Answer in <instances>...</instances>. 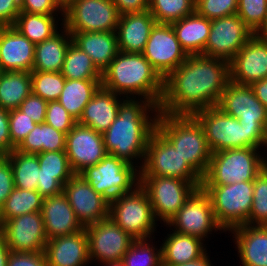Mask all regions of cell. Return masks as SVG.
Returning <instances> with one entry per match:
<instances>
[{"label": "cell", "instance_id": "1", "mask_svg": "<svg viewBox=\"0 0 267 266\" xmlns=\"http://www.w3.org/2000/svg\"><path fill=\"white\" fill-rule=\"evenodd\" d=\"M230 81L229 62L203 55H188L164 78L159 112L193 114L217 106Z\"/></svg>", "mask_w": 267, "mask_h": 266}, {"label": "cell", "instance_id": "2", "mask_svg": "<svg viewBox=\"0 0 267 266\" xmlns=\"http://www.w3.org/2000/svg\"><path fill=\"white\" fill-rule=\"evenodd\" d=\"M141 99L126 98L121 102L118 116L103 133V139L107 154L131 164L140 158L143 165L148 140L156 129L159 106L149 99ZM150 111L156 112L154 118Z\"/></svg>", "mask_w": 267, "mask_h": 266}, {"label": "cell", "instance_id": "3", "mask_svg": "<svg viewBox=\"0 0 267 266\" xmlns=\"http://www.w3.org/2000/svg\"><path fill=\"white\" fill-rule=\"evenodd\" d=\"M101 83L102 87L120 97L124 94L126 98H136L134 95H138L142 99L151 100L157 106L161 102L164 90V78L142 53L118 51L102 72Z\"/></svg>", "mask_w": 267, "mask_h": 266}, {"label": "cell", "instance_id": "4", "mask_svg": "<svg viewBox=\"0 0 267 266\" xmlns=\"http://www.w3.org/2000/svg\"><path fill=\"white\" fill-rule=\"evenodd\" d=\"M201 124L212 153L233 148H261L267 142V127H247L219 107L201 109L192 114Z\"/></svg>", "mask_w": 267, "mask_h": 266}, {"label": "cell", "instance_id": "5", "mask_svg": "<svg viewBox=\"0 0 267 266\" xmlns=\"http://www.w3.org/2000/svg\"><path fill=\"white\" fill-rule=\"evenodd\" d=\"M156 128L173 144L183 159L203 178L212 152L201 124L189 114L159 112Z\"/></svg>", "mask_w": 267, "mask_h": 266}, {"label": "cell", "instance_id": "6", "mask_svg": "<svg viewBox=\"0 0 267 266\" xmlns=\"http://www.w3.org/2000/svg\"><path fill=\"white\" fill-rule=\"evenodd\" d=\"M258 149L233 148L212 153L202 185H230L253 181L262 171V157Z\"/></svg>", "mask_w": 267, "mask_h": 266}, {"label": "cell", "instance_id": "7", "mask_svg": "<svg viewBox=\"0 0 267 266\" xmlns=\"http://www.w3.org/2000/svg\"><path fill=\"white\" fill-rule=\"evenodd\" d=\"M135 167L139 166L107 154L96 165L86 167L79 175L110 202L140 185V170Z\"/></svg>", "mask_w": 267, "mask_h": 266}, {"label": "cell", "instance_id": "8", "mask_svg": "<svg viewBox=\"0 0 267 266\" xmlns=\"http://www.w3.org/2000/svg\"><path fill=\"white\" fill-rule=\"evenodd\" d=\"M208 194L215 218L223 231L248 224L253 203V181L230 185H201Z\"/></svg>", "mask_w": 267, "mask_h": 266}, {"label": "cell", "instance_id": "9", "mask_svg": "<svg viewBox=\"0 0 267 266\" xmlns=\"http://www.w3.org/2000/svg\"><path fill=\"white\" fill-rule=\"evenodd\" d=\"M108 216L135 240L151 239L156 231L157 220L148 194L140 185L110 201Z\"/></svg>", "mask_w": 267, "mask_h": 266}, {"label": "cell", "instance_id": "10", "mask_svg": "<svg viewBox=\"0 0 267 266\" xmlns=\"http://www.w3.org/2000/svg\"><path fill=\"white\" fill-rule=\"evenodd\" d=\"M139 167L140 176L173 177L190 183H202V177L157 128L148 140L144 163Z\"/></svg>", "mask_w": 267, "mask_h": 266}, {"label": "cell", "instance_id": "11", "mask_svg": "<svg viewBox=\"0 0 267 266\" xmlns=\"http://www.w3.org/2000/svg\"><path fill=\"white\" fill-rule=\"evenodd\" d=\"M202 183L164 176H140V186L148 194L153 214L168 223L169 220L181 209L191 194L200 188Z\"/></svg>", "mask_w": 267, "mask_h": 266}, {"label": "cell", "instance_id": "12", "mask_svg": "<svg viewBox=\"0 0 267 266\" xmlns=\"http://www.w3.org/2000/svg\"><path fill=\"white\" fill-rule=\"evenodd\" d=\"M63 26L70 32L116 31L120 14L112 0H73L63 9Z\"/></svg>", "mask_w": 267, "mask_h": 266}, {"label": "cell", "instance_id": "13", "mask_svg": "<svg viewBox=\"0 0 267 266\" xmlns=\"http://www.w3.org/2000/svg\"><path fill=\"white\" fill-rule=\"evenodd\" d=\"M166 225L175 227V232L191 235L202 241L212 230H223L215 218L211 200L202 187L191 194Z\"/></svg>", "mask_w": 267, "mask_h": 266}, {"label": "cell", "instance_id": "14", "mask_svg": "<svg viewBox=\"0 0 267 266\" xmlns=\"http://www.w3.org/2000/svg\"><path fill=\"white\" fill-rule=\"evenodd\" d=\"M90 261H122L135 239L119 227L109 216L85 227Z\"/></svg>", "mask_w": 267, "mask_h": 266}, {"label": "cell", "instance_id": "15", "mask_svg": "<svg viewBox=\"0 0 267 266\" xmlns=\"http://www.w3.org/2000/svg\"><path fill=\"white\" fill-rule=\"evenodd\" d=\"M254 32L237 15L211 20V30L203 56L230 62Z\"/></svg>", "mask_w": 267, "mask_h": 266}, {"label": "cell", "instance_id": "16", "mask_svg": "<svg viewBox=\"0 0 267 266\" xmlns=\"http://www.w3.org/2000/svg\"><path fill=\"white\" fill-rule=\"evenodd\" d=\"M142 54L163 78L188 57L176 38L172 25L159 23L152 28Z\"/></svg>", "mask_w": 267, "mask_h": 266}, {"label": "cell", "instance_id": "17", "mask_svg": "<svg viewBox=\"0 0 267 266\" xmlns=\"http://www.w3.org/2000/svg\"><path fill=\"white\" fill-rule=\"evenodd\" d=\"M247 127H267V110L248 85L229 81L217 105Z\"/></svg>", "mask_w": 267, "mask_h": 266}, {"label": "cell", "instance_id": "18", "mask_svg": "<svg viewBox=\"0 0 267 266\" xmlns=\"http://www.w3.org/2000/svg\"><path fill=\"white\" fill-rule=\"evenodd\" d=\"M63 193L84 228L108 217L109 201L79 174L66 182Z\"/></svg>", "mask_w": 267, "mask_h": 266}, {"label": "cell", "instance_id": "19", "mask_svg": "<svg viewBox=\"0 0 267 266\" xmlns=\"http://www.w3.org/2000/svg\"><path fill=\"white\" fill-rule=\"evenodd\" d=\"M65 152L75 174L96 165L107 155L103 134L78 122L66 134Z\"/></svg>", "mask_w": 267, "mask_h": 266}, {"label": "cell", "instance_id": "20", "mask_svg": "<svg viewBox=\"0 0 267 266\" xmlns=\"http://www.w3.org/2000/svg\"><path fill=\"white\" fill-rule=\"evenodd\" d=\"M3 238L12 252H43L48 239L41 211L25 213L4 222Z\"/></svg>", "mask_w": 267, "mask_h": 266}, {"label": "cell", "instance_id": "21", "mask_svg": "<svg viewBox=\"0 0 267 266\" xmlns=\"http://www.w3.org/2000/svg\"><path fill=\"white\" fill-rule=\"evenodd\" d=\"M230 81L250 86L267 77V40L254 34L229 62Z\"/></svg>", "mask_w": 267, "mask_h": 266}, {"label": "cell", "instance_id": "22", "mask_svg": "<svg viewBox=\"0 0 267 266\" xmlns=\"http://www.w3.org/2000/svg\"><path fill=\"white\" fill-rule=\"evenodd\" d=\"M35 44L14 26H0V67L2 71L31 72Z\"/></svg>", "mask_w": 267, "mask_h": 266}, {"label": "cell", "instance_id": "23", "mask_svg": "<svg viewBox=\"0 0 267 266\" xmlns=\"http://www.w3.org/2000/svg\"><path fill=\"white\" fill-rule=\"evenodd\" d=\"M44 252L48 266H86L91 263L85 228L71 235L49 239Z\"/></svg>", "mask_w": 267, "mask_h": 266}, {"label": "cell", "instance_id": "24", "mask_svg": "<svg viewBox=\"0 0 267 266\" xmlns=\"http://www.w3.org/2000/svg\"><path fill=\"white\" fill-rule=\"evenodd\" d=\"M37 157L40 169L36 190L44 198L62 193L66 182L75 175L65 150L41 152Z\"/></svg>", "mask_w": 267, "mask_h": 266}, {"label": "cell", "instance_id": "25", "mask_svg": "<svg viewBox=\"0 0 267 266\" xmlns=\"http://www.w3.org/2000/svg\"><path fill=\"white\" fill-rule=\"evenodd\" d=\"M155 24L149 10L120 15L115 31L118 51L142 53Z\"/></svg>", "mask_w": 267, "mask_h": 266}, {"label": "cell", "instance_id": "26", "mask_svg": "<svg viewBox=\"0 0 267 266\" xmlns=\"http://www.w3.org/2000/svg\"><path fill=\"white\" fill-rule=\"evenodd\" d=\"M41 214L48 240L58 236L71 235L84 229L63 192L45 197Z\"/></svg>", "mask_w": 267, "mask_h": 266}, {"label": "cell", "instance_id": "27", "mask_svg": "<svg viewBox=\"0 0 267 266\" xmlns=\"http://www.w3.org/2000/svg\"><path fill=\"white\" fill-rule=\"evenodd\" d=\"M230 232L243 266H267V226L244 224Z\"/></svg>", "mask_w": 267, "mask_h": 266}, {"label": "cell", "instance_id": "28", "mask_svg": "<svg viewBox=\"0 0 267 266\" xmlns=\"http://www.w3.org/2000/svg\"><path fill=\"white\" fill-rule=\"evenodd\" d=\"M117 96L101 86L84 107L78 123L103 134L118 116L119 106L125 98L120 100Z\"/></svg>", "mask_w": 267, "mask_h": 266}, {"label": "cell", "instance_id": "29", "mask_svg": "<svg viewBox=\"0 0 267 266\" xmlns=\"http://www.w3.org/2000/svg\"><path fill=\"white\" fill-rule=\"evenodd\" d=\"M70 34L72 35V42L92 59L101 72L109 66L118 53L115 31L76 32Z\"/></svg>", "mask_w": 267, "mask_h": 266}, {"label": "cell", "instance_id": "30", "mask_svg": "<svg viewBox=\"0 0 267 266\" xmlns=\"http://www.w3.org/2000/svg\"><path fill=\"white\" fill-rule=\"evenodd\" d=\"M61 25V33L64 34H59L58 31L51 38L35 44L32 71L61 72L68 47L72 42V35L63 26V19Z\"/></svg>", "mask_w": 267, "mask_h": 266}, {"label": "cell", "instance_id": "31", "mask_svg": "<svg viewBox=\"0 0 267 266\" xmlns=\"http://www.w3.org/2000/svg\"><path fill=\"white\" fill-rule=\"evenodd\" d=\"M171 25L187 55H202L211 30L210 19L194 12Z\"/></svg>", "mask_w": 267, "mask_h": 266}, {"label": "cell", "instance_id": "32", "mask_svg": "<svg viewBox=\"0 0 267 266\" xmlns=\"http://www.w3.org/2000/svg\"><path fill=\"white\" fill-rule=\"evenodd\" d=\"M161 246L162 266H176L201 257L207 250L201 239L173 231Z\"/></svg>", "mask_w": 267, "mask_h": 266}, {"label": "cell", "instance_id": "33", "mask_svg": "<svg viewBox=\"0 0 267 266\" xmlns=\"http://www.w3.org/2000/svg\"><path fill=\"white\" fill-rule=\"evenodd\" d=\"M102 79H66L58 99L59 103L78 122L84 107L102 86Z\"/></svg>", "mask_w": 267, "mask_h": 266}, {"label": "cell", "instance_id": "34", "mask_svg": "<svg viewBox=\"0 0 267 266\" xmlns=\"http://www.w3.org/2000/svg\"><path fill=\"white\" fill-rule=\"evenodd\" d=\"M32 93L31 74L25 71H3L0 75V107L10 111Z\"/></svg>", "mask_w": 267, "mask_h": 266}, {"label": "cell", "instance_id": "35", "mask_svg": "<svg viewBox=\"0 0 267 266\" xmlns=\"http://www.w3.org/2000/svg\"><path fill=\"white\" fill-rule=\"evenodd\" d=\"M66 134L56 130L46 122L37 124L35 128L22 140L15 150L39 154L48 151L65 150Z\"/></svg>", "mask_w": 267, "mask_h": 266}, {"label": "cell", "instance_id": "36", "mask_svg": "<svg viewBox=\"0 0 267 266\" xmlns=\"http://www.w3.org/2000/svg\"><path fill=\"white\" fill-rule=\"evenodd\" d=\"M54 16L56 15L20 12L13 26L31 42L37 44L58 32V21H55L56 17Z\"/></svg>", "mask_w": 267, "mask_h": 266}, {"label": "cell", "instance_id": "37", "mask_svg": "<svg viewBox=\"0 0 267 266\" xmlns=\"http://www.w3.org/2000/svg\"><path fill=\"white\" fill-rule=\"evenodd\" d=\"M5 156L11 162L15 188L36 190L40 169L37 154L23 153L14 149Z\"/></svg>", "mask_w": 267, "mask_h": 266}, {"label": "cell", "instance_id": "38", "mask_svg": "<svg viewBox=\"0 0 267 266\" xmlns=\"http://www.w3.org/2000/svg\"><path fill=\"white\" fill-rule=\"evenodd\" d=\"M43 199L37 190L14 188L0 209V220L4 223L25 213L41 211Z\"/></svg>", "mask_w": 267, "mask_h": 266}, {"label": "cell", "instance_id": "39", "mask_svg": "<svg viewBox=\"0 0 267 266\" xmlns=\"http://www.w3.org/2000/svg\"><path fill=\"white\" fill-rule=\"evenodd\" d=\"M61 74L66 79H102V72L92 59L73 42L68 47Z\"/></svg>", "mask_w": 267, "mask_h": 266}, {"label": "cell", "instance_id": "40", "mask_svg": "<svg viewBox=\"0 0 267 266\" xmlns=\"http://www.w3.org/2000/svg\"><path fill=\"white\" fill-rule=\"evenodd\" d=\"M148 10L156 23L172 24L195 12V0H149Z\"/></svg>", "mask_w": 267, "mask_h": 266}, {"label": "cell", "instance_id": "41", "mask_svg": "<svg viewBox=\"0 0 267 266\" xmlns=\"http://www.w3.org/2000/svg\"><path fill=\"white\" fill-rule=\"evenodd\" d=\"M32 93L45 101H58L66 78L61 72L31 71Z\"/></svg>", "mask_w": 267, "mask_h": 266}, {"label": "cell", "instance_id": "42", "mask_svg": "<svg viewBox=\"0 0 267 266\" xmlns=\"http://www.w3.org/2000/svg\"><path fill=\"white\" fill-rule=\"evenodd\" d=\"M149 240L138 239L132 243L122 258L124 266H162L161 246L155 248Z\"/></svg>", "mask_w": 267, "mask_h": 266}, {"label": "cell", "instance_id": "43", "mask_svg": "<svg viewBox=\"0 0 267 266\" xmlns=\"http://www.w3.org/2000/svg\"><path fill=\"white\" fill-rule=\"evenodd\" d=\"M249 225L267 226V174L262 170L253 180V203Z\"/></svg>", "mask_w": 267, "mask_h": 266}, {"label": "cell", "instance_id": "44", "mask_svg": "<svg viewBox=\"0 0 267 266\" xmlns=\"http://www.w3.org/2000/svg\"><path fill=\"white\" fill-rule=\"evenodd\" d=\"M236 14L256 34L267 21V0H238Z\"/></svg>", "mask_w": 267, "mask_h": 266}, {"label": "cell", "instance_id": "45", "mask_svg": "<svg viewBox=\"0 0 267 266\" xmlns=\"http://www.w3.org/2000/svg\"><path fill=\"white\" fill-rule=\"evenodd\" d=\"M237 10L238 0H195V12L210 20L235 15Z\"/></svg>", "mask_w": 267, "mask_h": 266}, {"label": "cell", "instance_id": "46", "mask_svg": "<svg viewBox=\"0 0 267 266\" xmlns=\"http://www.w3.org/2000/svg\"><path fill=\"white\" fill-rule=\"evenodd\" d=\"M37 124L18 108L9 111L11 145L16 148Z\"/></svg>", "mask_w": 267, "mask_h": 266}, {"label": "cell", "instance_id": "47", "mask_svg": "<svg viewBox=\"0 0 267 266\" xmlns=\"http://www.w3.org/2000/svg\"><path fill=\"white\" fill-rule=\"evenodd\" d=\"M45 122L65 134H67L77 123L59 101L48 102Z\"/></svg>", "mask_w": 267, "mask_h": 266}, {"label": "cell", "instance_id": "48", "mask_svg": "<svg viewBox=\"0 0 267 266\" xmlns=\"http://www.w3.org/2000/svg\"><path fill=\"white\" fill-rule=\"evenodd\" d=\"M48 102L41 97L31 93L18 107L21 112H24L36 124L45 122V115Z\"/></svg>", "mask_w": 267, "mask_h": 266}, {"label": "cell", "instance_id": "49", "mask_svg": "<svg viewBox=\"0 0 267 266\" xmlns=\"http://www.w3.org/2000/svg\"><path fill=\"white\" fill-rule=\"evenodd\" d=\"M21 12L41 14V15H57V11L63 17V9L56 0H20Z\"/></svg>", "mask_w": 267, "mask_h": 266}, {"label": "cell", "instance_id": "50", "mask_svg": "<svg viewBox=\"0 0 267 266\" xmlns=\"http://www.w3.org/2000/svg\"><path fill=\"white\" fill-rule=\"evenodd\" d=\"M15 188L10 160L4 156L0 160V209Z\"/></svg>", "mask_w": 267, "mask_h": 266}, {"label": "cell", "instance_id": "51", "mask_svg": "<svg viewBox=\"0 0 267 266\" xmlns=\"http://www.w3.org/2000/svg\"><path fill=\"white\" fill-rule=\"evenodd\" d=\"M7 266H48L45 252H12Z\"/></svg>", "mask_w": 267, "mask_h": 266}, {"label": "cell", "instance_id": "52", "mask_svg": "<svg viewBox=\"0 0 267 266\" xmlns=\"http://www.w3.org/2000/svg\"><path fill=\"white\" fill-rule=\"evenodd\" d=\"M20 12V0H0V26H13Z\"/></svg>", "mask_w": 267, "mask_h": 266}, {"label": "cell", "instance_id": "53", "mask_svg": "<svg viewBox=\"0 0 267 266\" xmlns=\"http://www.w3.org/2000/svg\"><path fill=\"white\" fill-rule=\"evenodd\" d=\"M14 149L9 132V111L0 107V151L6 155Z\"/></svg>", "mask_w": 267, "mask_h": 266}, {"label": "cell", "instance_id": "54", "mask_svg": "<svg viewBox=\"0 0 267 266\" xmlns=\"http://www.w3.org/2000/svg\"><path fill=\"white\" fill-rule=\"evenodd\" d=\"M120 15L143 12L149 8V0H112Z\"/></svg>", "mask_w": 267, "mask_h": 266}, {"label": "cell", "instance_id": "55", "mask_svg": "<svg viewBox=\"0 0 267 266\" xmlns=\"http://www.w3.org/2000/svg\"><path fill=\"white\" fill-rule=\"evenodd\" d=\"M250 87L257 99L265 106L267 110V77L252 83Z\"/></svg>", "mask_w": 267, "mask_h": 266}, {"label": "cell", "instance_id": "56", "mask_svg": "<svg viewBox=\"0 0 267 266\" xmlns=\"http://www.w3.org/2000/svg\"><path fill=\"white\" fill-rule=\"evenodd\" d=\"M10 253L11 250L7 246L5 239L2 238L0 240V266H7Z\"/></svg>", "mask_w": 267, "mask_h": 266}, {"label": "cell", "instance_id": "57", "mask_svg": "<svg viewBox=\"0 0 267 266\" xmlns=\"http://www.w3.org/2000/svg\"><path fill=\"white\" fill-rule=\"evenodd\" d=\"M207 254L208 253L205 252L201 257L195 260L183 264H178L176 266H211L210 258H208L209 256Z\"/></svg>", "mask_w": 267, "mask_h": 266}, {"label": "cell", "instance_id": "58", "mask_svg": "<svg viewBox=\"0 0 267 266\" xmlns=\"http://www.w3.org/2000/svg\"><path fill=\"white\" fill-rule=\"evenodd\" d=\"M257 34L264 40H267V21Z\"/></svg>", "mask_w": 267, "mask_h": 266}, {"label": "cell", "instance_id": "59", "mask_svg": "<svg viewBox=\"0 0 267 266\" xmlns=\"http://www.w3.org/2000/svg\"><path fill=\"white\" fill-rule=\"evenodd\" d=\"M73 0H56V2L64 9L67 7Z\"/></svg>", "mask_w": 267, "mask_h": 266}, {"label": "cell", "instance_id": "60", "mask_svg": "<svg viewBox=\"0 0 267 266\" xmlns=\"http://www.w3.org/2000/svg\"><path fill=\"white\" fill-rule=\"evenodd\" d=\"M264 146L267 147V142ZM262 170L267 174V159L265 160L264 157H262Z\"/></svg>", "mask_w": 267, "mask_h": 266}, {"label": "cell", "instance_id": "61", "mask_svg": "<svg viewBox=\"0 0 267 266\" xmlns=\"http://www.w3.org/2000/svg\"><path fill=\"white\" fill-rule=\"evenodd\" d=\"M104 266H124L122 261H116V262H107L104 263Z\"/></svg>", "mask_w": 267, "mask_h": 266}, {"label": "cell", "instance_id": "62", "mask_svg": "<svg viewBox=\"0 0 267 266\" xmlns=\"http://www.w3.org/2000/svg\"><path fill=\"white\" fill-rule=\"evenodd\" d=\"M3 238V222L0 220V240Z\"/></svg>", "mask_w": 267, "mask_h": 266}, {"label": "cell", "instance_id": "63", "mask_svg": "<svg viewBox=\"0 0 267 266\" xmlns=\"http://www.w3.org/2000/svg\"><path fill=\"white\" fill-rule=\"evenodd\" d=\"M5 156V154H3L1 151H0V160Z\"/></svg>", "mask_w": 267, "mask_h": 266}]
</instances>
